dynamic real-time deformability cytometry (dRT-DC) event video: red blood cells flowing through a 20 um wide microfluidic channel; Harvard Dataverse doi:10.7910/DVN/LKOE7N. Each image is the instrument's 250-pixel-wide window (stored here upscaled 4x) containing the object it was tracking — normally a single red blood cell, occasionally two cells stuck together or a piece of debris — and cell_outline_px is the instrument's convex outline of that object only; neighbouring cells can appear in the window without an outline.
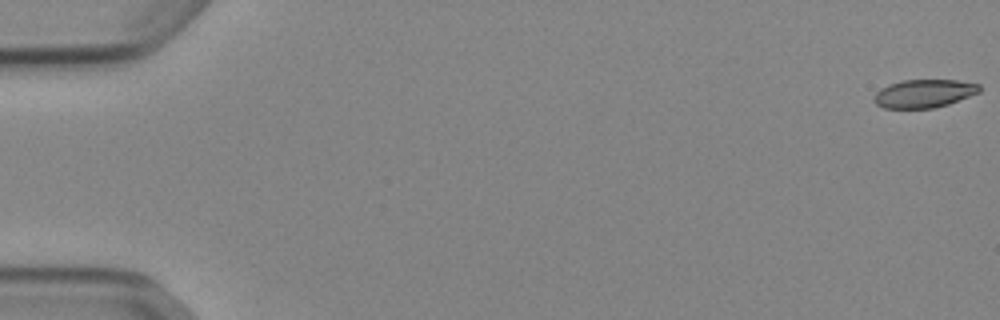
{"species": "Egyptian fruit bat (a non-hibernating species)", "species_latin": "Rousettus aegyptiacus", "temperature_condition": "cold", "stored_images_in_passage": 18, "camera_frame_rate_fps": 3000, "um_per_image_px": 0.085, "animal": {"sex": "female"}, "frame": {"image": 1, "passage_image": 1, "time_ms": 0.0, "image_size_px": [1000, 320], "cell_outline_px": [[980, 92], [948, 104], [932, 108], [884, 108], [876, 104], [876, 92], [880, 88], [888, 84], [904, 80], [956, 80], [980, 84]], "centroid_in_image_um": [78.55, 7.94], "position_along_channel_um": 6.4, "area_um2": 17.17}}
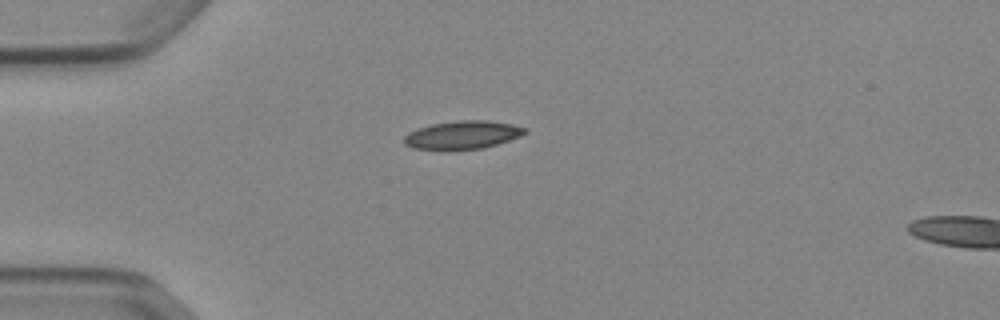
{"frame": {"image": 2, "passage_image": 15, "time_ms": 4.667, "image_size_px": [1000, 320], "cell_outline_px": [[528, 132], [520, 136], [496, 144], [480, 148], [444, 152], [412, 148], [404, 144], [404, 136], [408, 132], [432, 124], [456, 120], [488, 120], [512, 124], [528, 128]], "centroid_in_image_um": [39.28, 11.49], "position_along_channel_um": 45.7, "area_um2": 20.35}}